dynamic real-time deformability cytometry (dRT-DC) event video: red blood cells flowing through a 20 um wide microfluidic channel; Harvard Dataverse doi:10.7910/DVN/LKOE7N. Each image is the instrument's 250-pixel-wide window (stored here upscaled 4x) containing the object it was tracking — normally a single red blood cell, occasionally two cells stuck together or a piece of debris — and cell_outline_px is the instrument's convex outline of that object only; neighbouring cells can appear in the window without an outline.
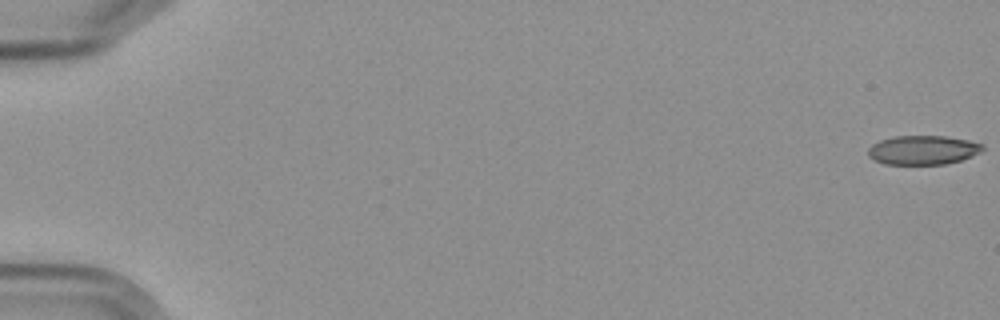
{"species": "Egyptian fruit bat (a non-hibernating species)", "species_latin": "Rousettus aegyptiacus", "temperature_condition": "cold", "stored_images_in_passage": 6, "camera_frame_rate_fps": 3000, "um_per_image_px": 0.085, "frame": {"image": 1, "passage_image": 1, "time_ms": 0.0, "image_size_px": [1000, 320], "cell_outline_px": [[984, 148], [980, 152], [972, 156], [960, 160], [944, 164], [884, 164], [868, 156], [868, 148], [872, 144], [880, 140], [892, 136], [944, 136], [968, 140], [984, 144]], "centroid_in_image_um": [78.44, 12.74], "position_along_channel_um": 6.6, "area_um2": 19.42}}
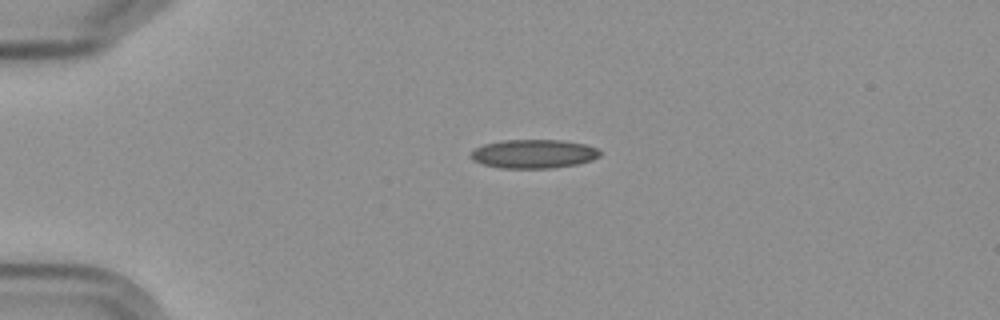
{"frame": {"image": 2, "passage_image": 5, "time_ms": 4.667, "image_size_px": [1000, 320], "cell_outline_px": [[600, 156], [592, 160], [576, 164], [552, 168], [500, 168], [480, 164], [472, 160], [472, 152], [476, 148], [484, 144], [504, 140], [560, 140], [584, 144], [596, 148], [600, 152]], "centroid_in_image_um": [45.35, 13.08], "position_along_channel_um": 39.7, "area_um2": 21.56}}